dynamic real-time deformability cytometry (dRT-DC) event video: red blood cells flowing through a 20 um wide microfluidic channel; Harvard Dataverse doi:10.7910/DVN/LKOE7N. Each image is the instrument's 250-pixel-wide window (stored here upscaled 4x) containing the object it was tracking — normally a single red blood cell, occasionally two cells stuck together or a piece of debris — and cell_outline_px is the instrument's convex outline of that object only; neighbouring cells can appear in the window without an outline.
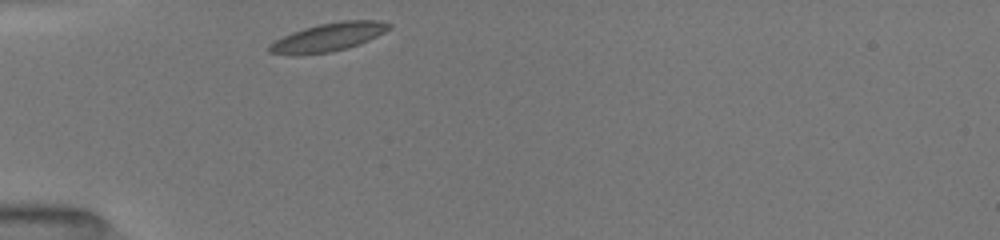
{"species": "common noctule bat (a hibernating species)", "species_latin": "Nyctalus noctula", "temperature_condition": "room temperature", "stored_images_in_passage": 29, "camera_frame_rate_fps": 3000, "um_per_image_px": 0.085, "animal": {"sex": "female", "body_mass_g": 19.5, "forearm_length_mm": 54.1}, "frame": {"image": 1, "passage_image": 1, "time_ms": 0.0, "image_size_px": [1000, 240], "cell_outline_px": [[392, 28], [360, 44], [348, 48], [332, 52], [300, 56], [296, 56], [268, 52], [268, 44], [292, 32], [304, 28], [320, 24], [344, 20], [380, 20], [392, 24]], "centroid_in_image_um": [27.91, 3.17], "position_along_channel_um": 57.1, "area_um2": 20.0}}
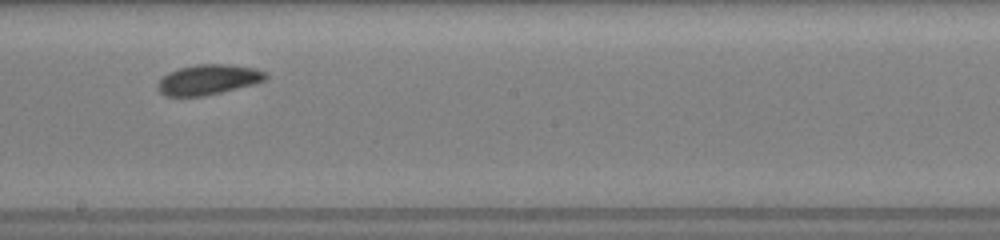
{"frame": {"image": 2, "passage_image": 15, "time_ms": 4.667, "image_size_px": [1000, 240], "cell_outline_px": [[268, 76], [264, 80], [256, 84], [204, 96], [164, 96], [156, 88], [156, 84], [168, 72], [180, 68], [196, 64], [224, 64], [256, 68], [268, 72]], "centroid_in_image_um": [17.71, 6.77], "position_along_channel_um": 230.5, "area_um2": 19.13}}
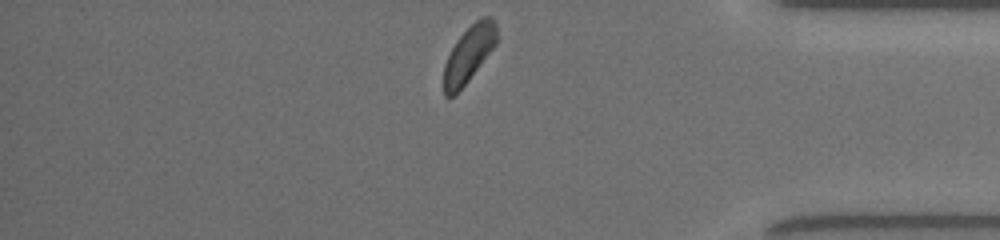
{"frame": {"image": 3, "passage_image": 29, "time_ms": 9.333, "image_size_px": [1000, 240], "cell_outline_px": [[496, 44], [456, 96], [444, 96], [444, 64], [456, 40], [480, 16], [492, 16], [496, 24]], "centroid_in_image_um": [39.85, 4.6], "position_along_channel_um": 395.4, "area_um2": 17.22}, "authors_computed_cell_mechanics": {"area_um2": 18.9006, "velocity_mm_per_s": 3.9661, "shape_relaxation_time_tau1_ms": 1.4652, "shape_relaxation_time_tau2_ms": 2.7164, "deformation_change_tau1": 0.0825, "deformation_change_tau2": 0.0807}}